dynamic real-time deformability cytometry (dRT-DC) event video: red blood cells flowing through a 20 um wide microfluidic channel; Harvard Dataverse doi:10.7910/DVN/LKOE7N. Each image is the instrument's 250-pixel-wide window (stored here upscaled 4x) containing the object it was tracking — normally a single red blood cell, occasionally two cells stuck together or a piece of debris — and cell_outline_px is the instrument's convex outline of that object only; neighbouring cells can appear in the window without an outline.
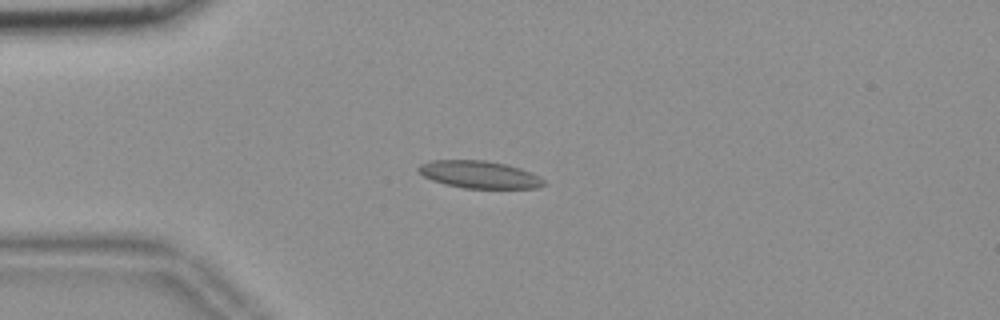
{"species": "common noctule bat (a hibernating species)", "species_latin": "Nyctalus noctula", "temperature_condition": "room temperature", "stored_images_in_passage": 43, "camera_frame_rate_fps": 3000, "um_per_image_px": 0.085, "animal": {"sex": "female", "body_mass_g": 18.4}, "frame": {"image": 1, "passage_image": 1, "time_ms": 0.0, "image_size_px": [1000, 320], "cell_outline_px": [[548, 184], [540, 188], [464, 188], [444, 184], [432, 180], [424, 176], [416, 168], [420, 164], [432, 160], [488, 160], [520, 168], [532, 172], [540, 176]], "centroid_in_image_um": [40.78, 14.84], "position_along_channel_um": 44.2, "area_um2": 20.17}}
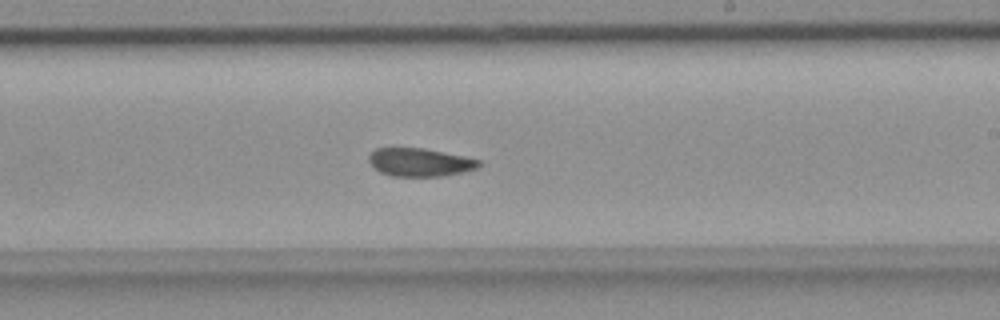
{"frame": {"image": 2, "passage_image": 20, "time_ms": 6.333, "image_size_px": [1000, 320], "cell_outline_px": [[480, 164], [476, 168], [444, 176], [392, 176], [380, 172], [368, 160], [368, 156], [376, 148], [424, 148], [464, 156], [480, 160]], "centroid_in_image_um": [35.67, 13.79], "position_along_channel_um": 253.3, "area_um2": 17.86}}
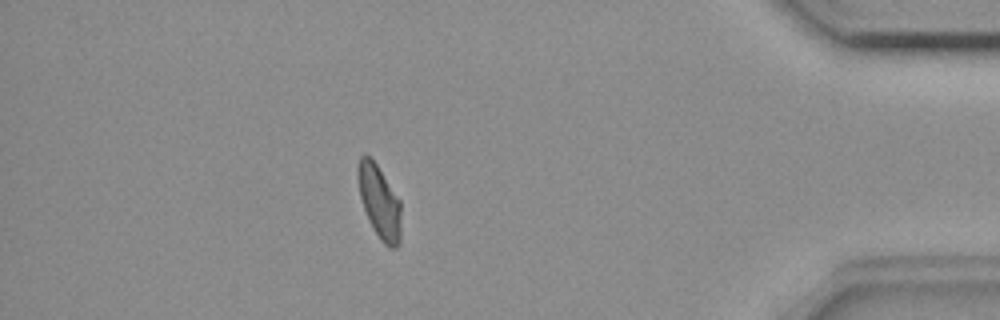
{"frame": {"image": 3, "passage_image": 36, "time_ms": 11.667, "image_size_px": [1000, 320], "cell_outline_px": [[400, 244], [396, 248], [388, 248], [380, 240], [372, 228], [364, 208], [360, 196], [356, 176], [356, 164], [360, 156], [364, 152], [372, 156], [400, 200]], "centroid_in_image_um": [32.22, 17.09], "position_along_channel_um": 403.0, "area_um2": 18.9}, "authors_computed_cell_mechanics": {"area_um2": 18.785, "velocity_mm_per_s": 3.6218, "shape_relaxation_time_tau1_ms": null, "shape_relaxation_time_tau2_ms": 2.8256, "deformation_change_tau1": null, "deformation_change_tau2": 0.0818}}